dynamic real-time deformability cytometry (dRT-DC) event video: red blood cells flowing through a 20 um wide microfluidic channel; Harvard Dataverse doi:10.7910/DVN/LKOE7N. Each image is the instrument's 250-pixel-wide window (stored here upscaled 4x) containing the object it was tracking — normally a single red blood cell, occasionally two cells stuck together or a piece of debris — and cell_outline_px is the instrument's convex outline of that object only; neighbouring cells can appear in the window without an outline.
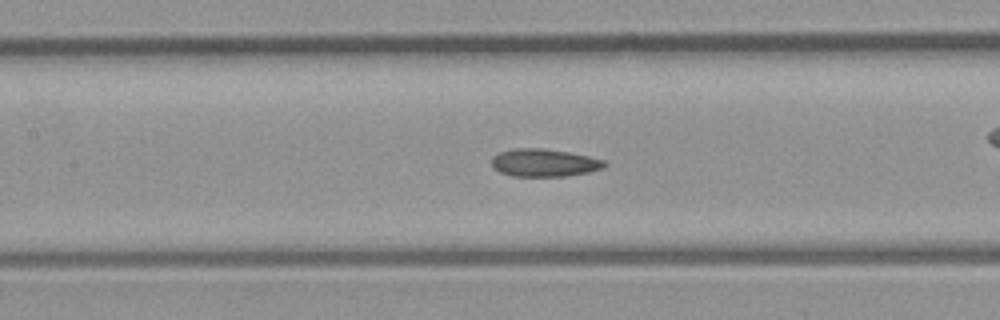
{"species": "common noctule bat (a hibernating species)", "species_latin": "Nyctalus noctula", "temperature_condition": "room temperature", "stored_images_in_passage": 38, "camera_frame_rate_fps": 3000, "um_per_image_px": 0.085, "animal": {"sex": "male", "body_mass_g": 23.1, "forearm_length_mm": 52.7}, "frame": {"image": 1, "passage_image": 12, "time_ms": 3.667, "image_size_px": [1000, 320], "cell_outline_px": [[608, 164], [604, 168], [588, 172], [568, 176], [512, 176], [500, 172], [492, 168], [492, 156], [500, 152], [512, 148], [540, 148], [568, 152], [608, 160]], "centroid_in_image_um": [46.27, 13.83], "position_along_channel_um": 161.1, "area_um2": 18.44}, "authors_computed_cell_mechanics": {"area_um2": 18.0336, "velocity_mm_per_s": 4.4071, "shape_relaxation_time_tau1_ms": 8.7342, "shape_relaxation_time_tau2_ms": 1.8794, "deformation_change_tau1": 0.186, "deformation_change_tau2": 0.0813}}